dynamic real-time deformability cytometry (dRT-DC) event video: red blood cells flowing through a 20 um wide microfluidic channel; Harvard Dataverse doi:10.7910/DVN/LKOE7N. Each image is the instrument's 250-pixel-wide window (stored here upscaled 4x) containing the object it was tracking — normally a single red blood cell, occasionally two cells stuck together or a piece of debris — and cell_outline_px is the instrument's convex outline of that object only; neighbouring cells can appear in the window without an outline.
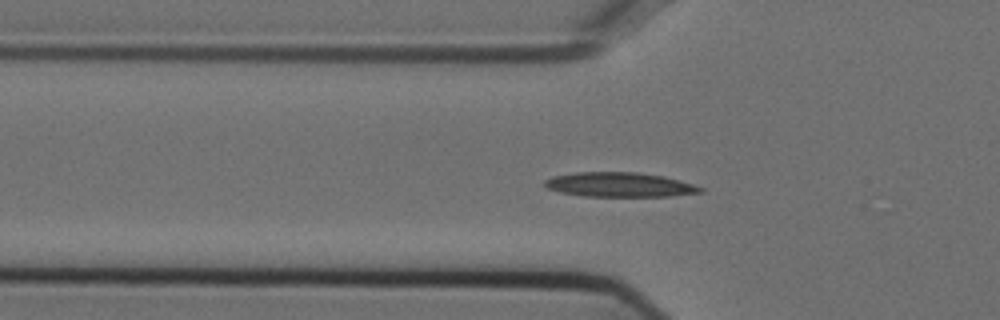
{"species": "Egyptian fruit bat (a non-hibernating species)", "species_latin": "Rousettus aegyptiacus", "temperature_condition": "cold", "stored_images_in_passage": 55, "segment_of_instrument_passage": [1, 2], "camera_frame_rate_fps": 3000, "um_per_image_px": 0.085, "animal": {"sex": "female"}, "frame": {"image": 1, "passage_image": 18, "time_ms": 5.667, "image_size_px": [1000, 320], "cell_outline_px": [[704, 192], [672, 196], [584, 196], [560, 192], [548, 188], [544, 184], [544, 180], [552, 176], [576, 172], [636, 172], [664, 176], [692, 184], [704, 188]], "centroid_in_image_um": [52.66, 15.69], "position_along_channel_um": 73.1, "area_um2": 22.2}}
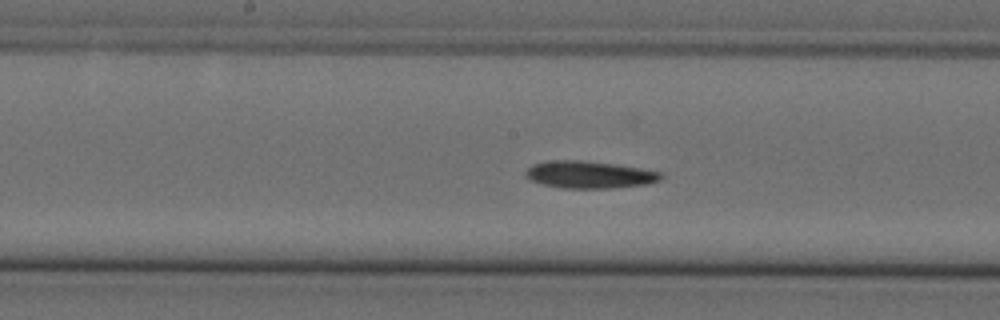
{"frame": {"image": 2, "passage_image": 28, "time_ms": 9.0, "image_size_px": [1000, 320], "cell_outline_px": [[664, 176], [660, 180], [648, 184], [612, 188], [560, 188], [528, 180], [524, 176], [524, 172], [532, 164], [544, 160], [580, 160], [612, 164], [640, 168], [664, 172]], "centroid_in_image_um": [50.07, 14.84], "position_along_channel_um": 198.1, "area_um2": 21.73}}
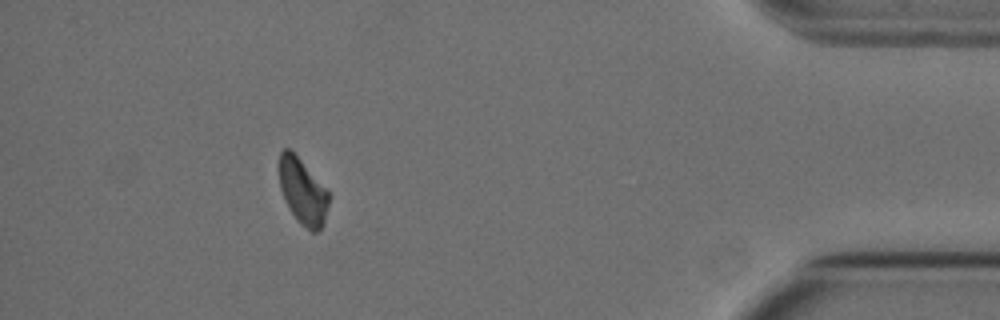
{"frame": {"image": 3, "passage_image": 49, "time_ms": 16.0, "image_size_px": [1000, 320], "cell_outline_px": [[328, 204], [324, 224], [316, 232], [312, 232], [300, 224], [296, 220], [284, 200], [280, 188], [280, 152], [284, 148], [288, 148], [300, 160], [328, 192]], "centroid_in_image_um": [25.71, 16.33], "position_along_channel_um": 409.5, "area_um2": 18.5}}